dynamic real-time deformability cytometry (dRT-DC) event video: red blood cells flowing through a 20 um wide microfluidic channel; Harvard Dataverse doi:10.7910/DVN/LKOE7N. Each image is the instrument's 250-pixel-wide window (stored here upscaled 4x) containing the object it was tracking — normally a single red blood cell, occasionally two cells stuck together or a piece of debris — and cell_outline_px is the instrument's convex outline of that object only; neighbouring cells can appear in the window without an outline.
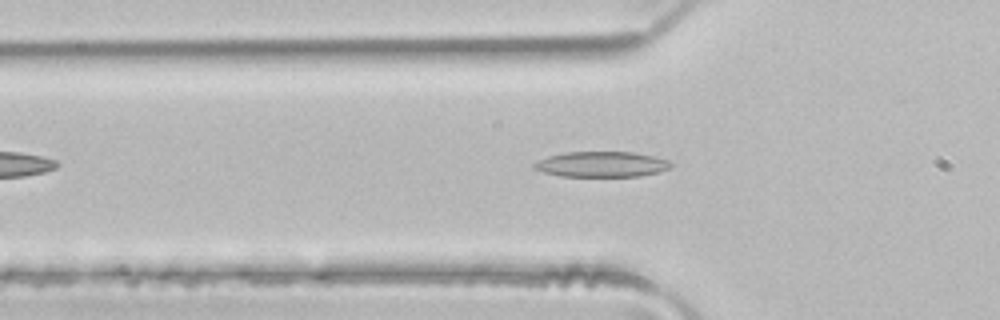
{"species": "common noctule bat (a hibernating species)", "species_latin": "Nyctalus noctula", "temperature_condition": "room temperature", "stored_images_in_passage": 43, "camera_frame_rate_fps": 3000, "um_per_image_px": 0.085, "animal": {"sex": "male", "body_mass_g": 21.5, "forearm_length_mm": 52.0}, "frame": {"image": 1, "passage_image": 10, "time_ms": 3.0, "image_size_px": [1000, 320], "cell_outline_px": [[672, 168], [640, 176], [560, 176], [544, 172], [532, 168], [532, 164], [548, 156], [564, 152], [636, 152], [668, 160], [672, 164]], "centroid_in_image_um": [51.13, 13.96], "position_along_channel_um": 74.7, "area_um2": 20.23}}
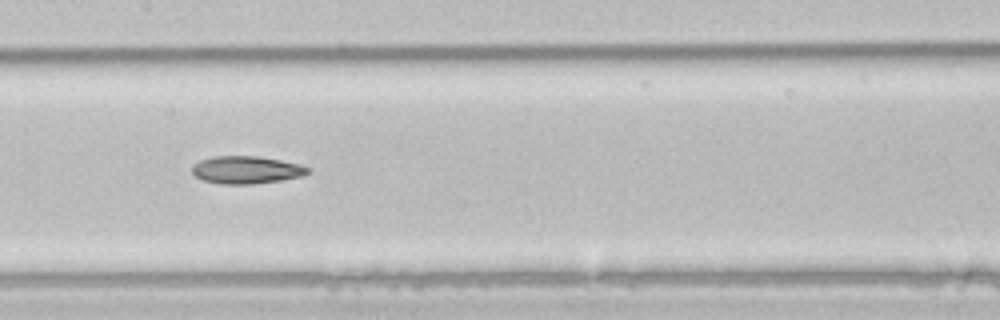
{"frame": {"image": 2, "passage_image": 18, "time_ms": 5.667, "image_size_px": [1000, 320], "cell_outline_px": [[308, 172], [300, 176], [280, 180], [252, 184], [220, 184], [200, 180], [192, 172], [192, 164], [200, 160], [212, 156], [260, 156], [300, 164], [308, 168]], "centroid_in_image_um": [20.86, 14.43], "position_along_channel_um": 186.5, "area_um2": 18.61}}
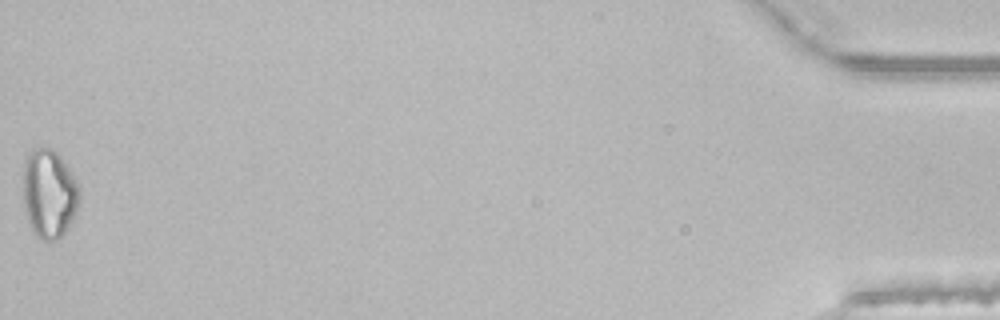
{"frame": {"image": 3, "passage_image": 43, "time_ms": 14.0, "image_size_px": [1000, 320], "cell_outline_px": [[80, 204], [64, 232], [56, 240], [48, 244], [40, 240], [36, 236], [28, 220], [24, 208], [24, 164], [28, 152], [32, 148], [52, 148], [60, 156], [76, 180], [80, 188]], "centroid_in_image_um": [4.18, 16.48], "position_along_channel_um": 431.0, "area_um2": 29.25}, "authors_computed_cell_mechanics": {"area_um2": 20.23, "velocity_mm_per_s": 4.1489, "shape_relaxation_time_tau1_ms": 11.2461, "shape_relaxation_time_tau2_ms": null, "deformation_change_tau1": 0.2286, "deformation_change_tau2": null}}